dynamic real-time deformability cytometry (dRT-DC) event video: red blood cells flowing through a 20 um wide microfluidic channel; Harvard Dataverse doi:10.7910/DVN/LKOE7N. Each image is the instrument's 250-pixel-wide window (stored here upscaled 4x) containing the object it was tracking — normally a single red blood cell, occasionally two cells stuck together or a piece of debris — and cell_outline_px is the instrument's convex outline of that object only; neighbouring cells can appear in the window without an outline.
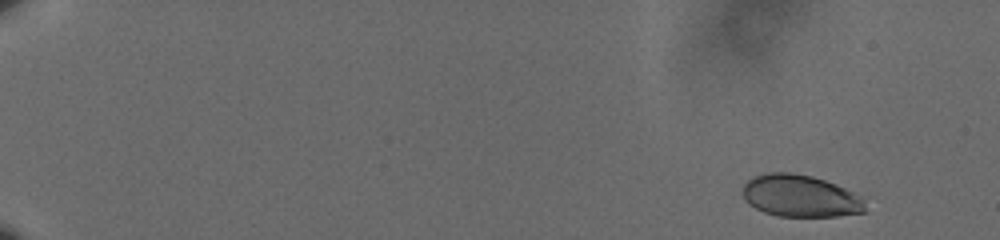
{"species": "human", "species_latin": "Homo sapiens", "temperature_condition": "cold", "stored_images_in_passage": 27, "camera_frame_rate_fps": 3000, "um_per_image_px": 0.085, "donor": {"sex": "male"}, "frame": {"image": 1, "passage_image": 1, "time_ms": 0.0, "image_size_px": [1000, 240], "cell_outline_px": [[868, 212], [836, 216], [776, 216], [764, 212], [748, 204], [744, 200], [740, 192], [744, 184], [748, 180], [764, 172], [792, 172], [812, 176], [836, 184], [852, 192], [864, 204]], "centroid_in_image_um": [67.95, 16.65], "position_along_channel_um": 17.0, "area_um2": 30.11}}
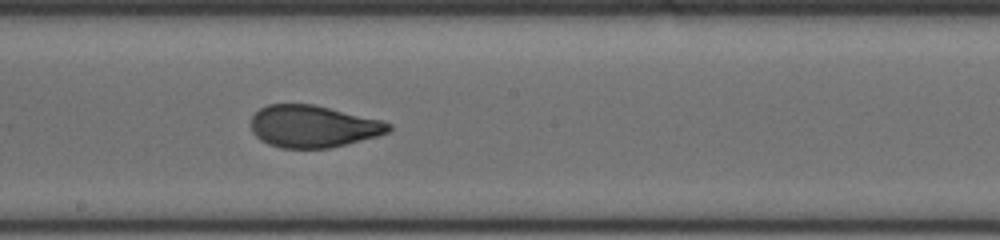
{"frame": {"image": 2, "passage_image": 16, "time_ms": 5.0, "image_size_px": [1000, 240], "cell_outline_px": [[392, 128], [388, 132], [376, 136], [328, 148], [280, 148], [268, 144], [260, 140], [252, 132], [252, 116], [260, 108], [268, 104], [312, 104], [384, 120], [392, 124]], "centroid_in_image_um": [26.61, 10.74], "position_along_channel_um": 221.6, "area_um2": 33.7}}
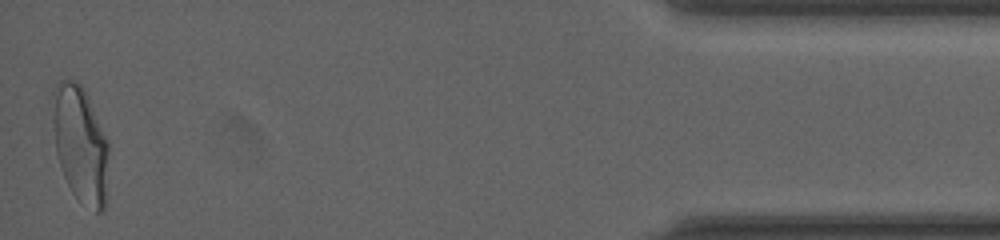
{"frame": {"image": 3, "passage_image": 27, "time_ms": 8.667, "image_size_px": [1000, 240], "cell_outline_px": [[108, 152], [104, 212], [96, 212], [76, 196], [72, 192], [64, 176], [56, 152], [52, 120], [52, 92], [56, 84], [60, 80], [68, 76], [76, 80], [84, 88], [88, 96], [108, 140]], "centroid_in_image_um": [6.81, 12.16], "position_along_channel_um": 428.4, "area_um2": 38.15}}